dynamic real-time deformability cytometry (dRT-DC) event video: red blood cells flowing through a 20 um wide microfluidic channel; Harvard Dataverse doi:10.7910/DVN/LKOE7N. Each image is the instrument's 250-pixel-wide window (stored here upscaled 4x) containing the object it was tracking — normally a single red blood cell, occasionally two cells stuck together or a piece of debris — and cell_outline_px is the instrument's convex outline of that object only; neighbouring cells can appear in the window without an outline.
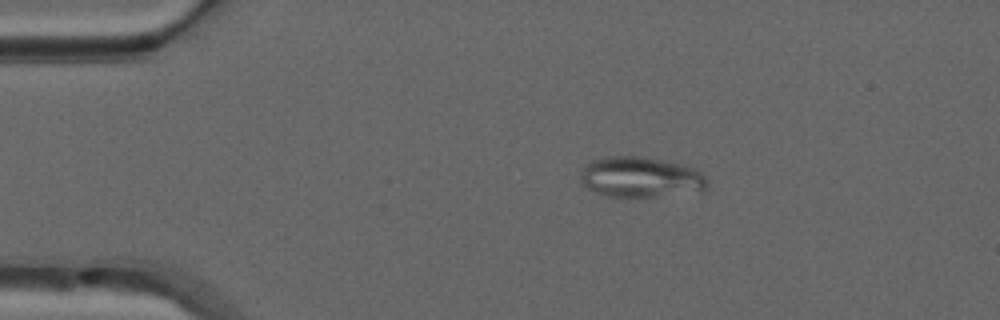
{"species": "common noctule bat (a hibernating species)", "species_latin": "Nyctalus noctula", "temperature_condition": "warm", "stored_images_in_passage": 42, "camera_frame_rate_fps": 3000, "um_per_image_px": 0.085, "animal": {"sex": "male", "forearm_length_mm": 52.5}, "frame": {"image": 1, "passage_image": 1, "time_ms": 0.0, "image_size_px": [1000, 320], "cell_outline_px": [[708, 188], [704, 192], [652, 196], [608, 196], [596, 192], [588, 188], [580, 180], [580, 168], [592, 160], [608, 156], [640, 156], [684, 164], [696, 168], [708, 180]], "centroid_in_image_um": [54.49, 15.05], "position_along_channel_um": 30.5, "area_um2": 30.23}}
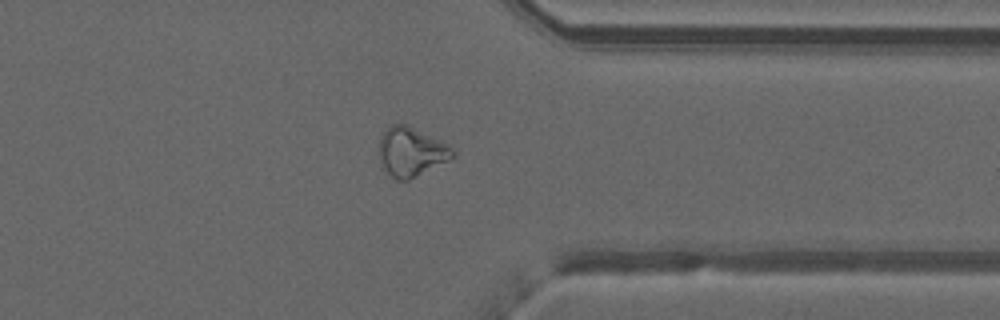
{"frame": {"image": 2, "passage_image": 31, "time_ms": 10.0, "image_size_px": [1000, 320], "cell_outline_px": [[456, 156], [408, 180], [396, 180], [380, 164], [380, 136], [392, 124], [408, 124], [448, 144], [456, 152]], "centroid_in_image_um": [34.96, 12.89], "position_along_channel_um": 376.4, "area_um2": 20.87}}
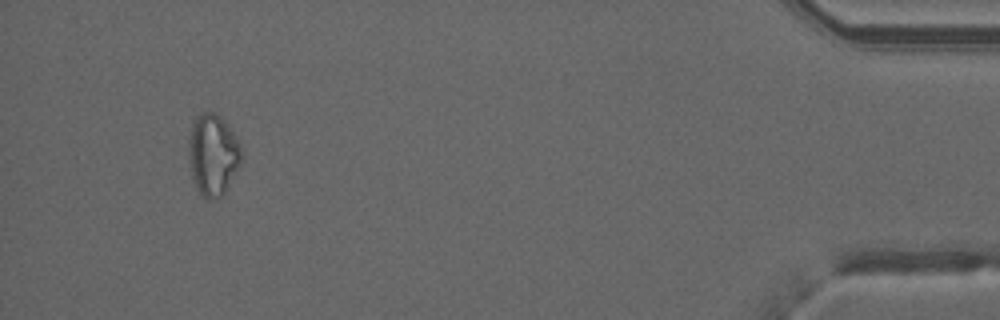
{"frame": {"image": 3, "passage_image": 39, "time_ms": 12.667, "image_size_px": [1000, 320], "cell_outline_px": [[244, 156], [240, 164], [224, 192], [220, 196], [204, 196], [196, 188], [192, 180], [188, 152], [188, 136], [192, 120], [200, 112], [216, 112], [224, 120], [244, 148]], "centroid_in_image_um": [18.1, 13.06], "position_along_channel_um": 417.1, "area_um2": 25.26}, "authors_computed_cell_mechanics": {"area_um2": 21.9062, "velocity_mm_per_s": 4.0448, "shape_relaxation_time_tau1_ms": null, "shape_relaxation_time_tau2_ms": 1.7915, "deformation_change_tau1": null, "deformation_change_tau2": 0.0831}}